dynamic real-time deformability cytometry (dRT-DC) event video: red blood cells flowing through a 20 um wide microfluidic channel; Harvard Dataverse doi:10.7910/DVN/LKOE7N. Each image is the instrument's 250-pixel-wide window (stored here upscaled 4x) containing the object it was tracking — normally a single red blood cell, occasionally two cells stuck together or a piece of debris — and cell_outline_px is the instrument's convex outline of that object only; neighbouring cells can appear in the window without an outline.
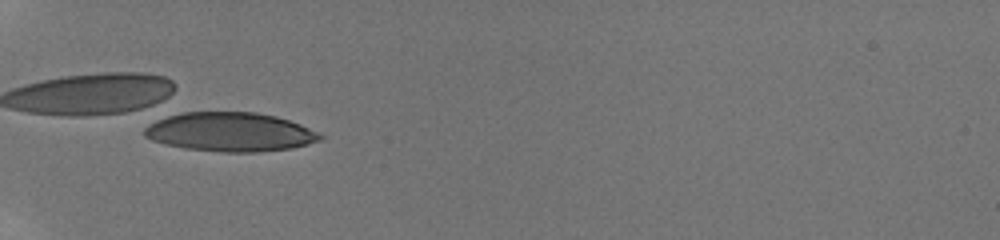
{"species": "human", "species_latin": "Homo sapiens", "temperature_condition": "room temperature", "stored_images_in_passage": 10, "camera_frame_rate_fps": 3000, "um_per_image_px": 0.085, "donor": {"sex": "male"}, "frame": {"image": 1, "passage_image": 1, "time_ms": 0.0, "image_size_px": [1000, 240], "cell_outline_px": [[324, 136], [320, 140], [308, 144], [292, 148], [256, 152], [224, 152], [184, 148], [152, 140], [144, 136], [144, 128], [156, 116], [184, 112], [256, 112], [276, 116], [300, 124], [320, 132]], "centroid_in_image_um": [19.52, 11.2], "position_along_channel_um": 65.5, "area_um2": 40.4}}
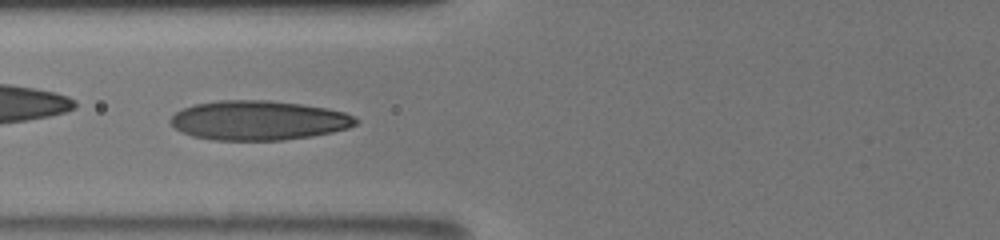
{"frame": {"image": 2, "passage_image": 9, "time_ms": 1.333, "image_size_px": [1000, 240], "cell_outline_px": [[360, 120], [356, 124], [348, 128], [332, 132], [312, 136], [284, 140], [212, 140], [192, 136], [180, 132], [168, 120], [176, 112], [192, 104], [216, 100], [268, 100], [300, 104], [328, 108], [344, 112]], "centroid_in_image_um": [21.95, 10.23], "position_along_channel_um": 103.8, "area_um2": 42.83}}